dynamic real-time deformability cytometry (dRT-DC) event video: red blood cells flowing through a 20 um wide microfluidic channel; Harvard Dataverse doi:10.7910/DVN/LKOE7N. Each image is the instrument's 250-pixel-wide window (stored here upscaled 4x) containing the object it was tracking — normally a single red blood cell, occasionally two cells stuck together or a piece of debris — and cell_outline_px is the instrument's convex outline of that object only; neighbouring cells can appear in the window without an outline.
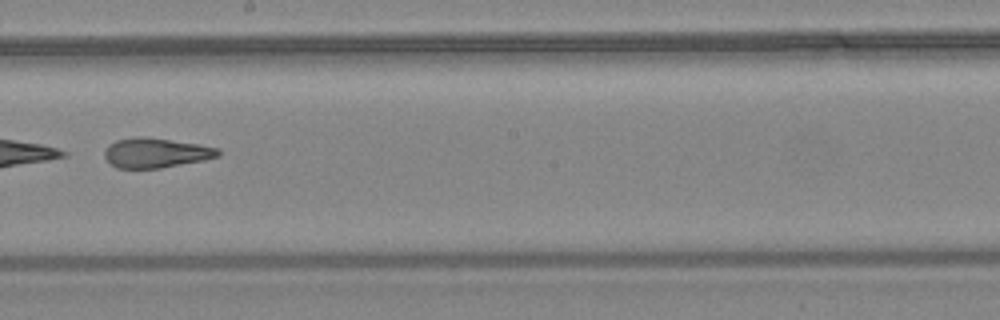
{"species": "common noctule bat (a hibernating species)", "species_latin": "Nyctalus noctula", "temperature_condition": "warm", "stored_images_in_passage": 50, "segment_of_instrument_passage": [2, 2], "camera_frame_rate_fps": 3000, "um_per_image_px": 0.085, "animal": {"sex": "female", "body_mass_g": 24.6, "forearm_length_mm": 56.2}, "frame": {"image": 1, "passage_image": 29, "time_ms": 9.333, "image_size_px": [1000, 320], "cell_outline_px": [[220, 156], [204, 160], [160, 168], [116, 168], [104, 156], [104, 152], [108, 144], [116, 140], [136, 136], [140, 136], [196, 144], [220, 148]], "centroid_in_image_um": [13.24, 12.99], "position_along_channel_um": 235.0, "area_um2": 19.54}}